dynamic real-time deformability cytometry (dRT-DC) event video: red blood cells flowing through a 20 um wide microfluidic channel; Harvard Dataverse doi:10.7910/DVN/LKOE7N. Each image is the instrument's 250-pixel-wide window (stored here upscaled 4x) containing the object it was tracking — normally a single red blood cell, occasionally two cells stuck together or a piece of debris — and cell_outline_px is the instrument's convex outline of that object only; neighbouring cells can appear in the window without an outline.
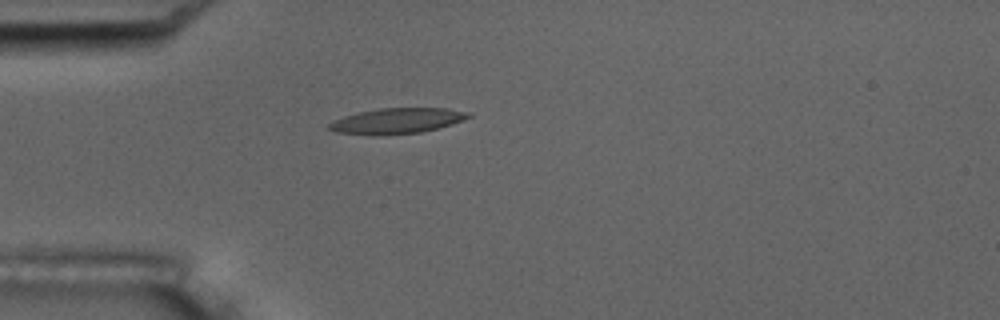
{"species": "common noctule bat (a hibernating species)", "species_latin": "Nyctalus noctula", "temperature_condition": "room temperature", "stored_images_in_passage": 5, "camera_frame_rate_fps": 3000, "um_per_image_px": 0.085, "animal": {"sex": "male", "body_mass_g": 17.5, "forearm_length_mm": 52.3}, "frame": {"image": 1, "passage_image": 5, "time_ms": 4.333, "image_size_px": [1000, 320], "cell_outline_px": [[472, 116], [464, 120], [452, 124], [420, 132], [380, 136], [372, 136], [336, 132], [328, 128], [328, 124], [332, 120], [344, 116], [360, 112], [380, 108], [448, 108], [472, 112]], "centroid_in_image_um": [33.75, 10.28], "position_along_channel_um": 51.3, "area_um2": 20.98}}